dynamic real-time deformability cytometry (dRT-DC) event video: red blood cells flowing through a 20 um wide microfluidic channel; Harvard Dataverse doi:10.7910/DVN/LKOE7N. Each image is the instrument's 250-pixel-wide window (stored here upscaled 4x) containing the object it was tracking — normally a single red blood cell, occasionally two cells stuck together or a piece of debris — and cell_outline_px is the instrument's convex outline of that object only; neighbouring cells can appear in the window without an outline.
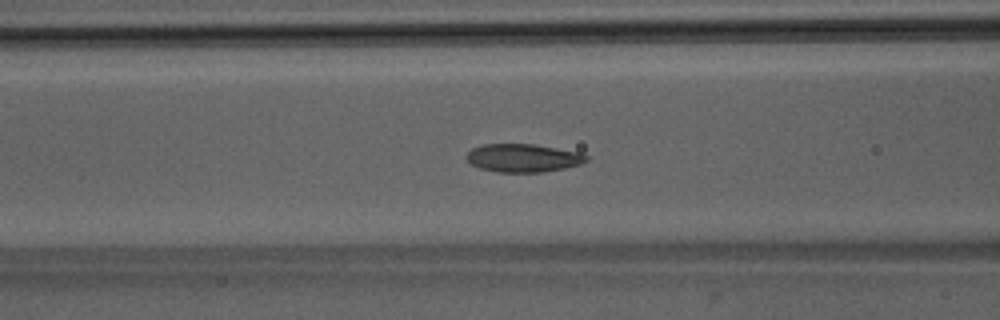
{"species": "Egyptian fruit bat (a non-hibernating species)", "species_latin": "Rousettus aegyptiacus", "temperature_condition": "room temperature", "stored_images_in_passage": 52, "camera_frame_rate_fps": 3000, "um_per_image_px": 0.085, "animal": {"sex": "male"}, "frame": {"image": 1, "passage_image": 21, "time_ms": 6.667, "image_size_px": [1000, 320], "cell_outline_px": [[588, 160], [580, 164], [564, 168], [544, 172], [496, 172], [480, 168], [472, 164], [468, 160], [468, 152], [472, 148], [484, 144], [536, 144], [580, 152], [588, 156]], "centroid_in_image_um": [44.5, 13.42], "position_along_channel_um": 122.1, "area_um2": 19.65}}
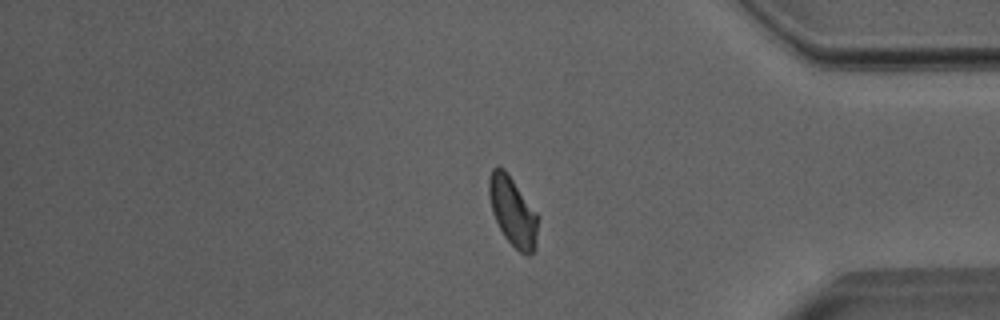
{"frame": {"image": 2, "passage_image": 43, "time_ms": 14.0, "image_size_px": [1000, 320], "cell_outline_px": [[536, 248], [528, 256], [524, 256], [504, 236], [492, 212], [488, 196], [488, 176], [492, 168], [496, 164], [504, 168], [536, 212]], "centroid_in_image_um": [43.53, 17.93], "position_along_channel_um": 391.7, "area_um2": 19.54}}
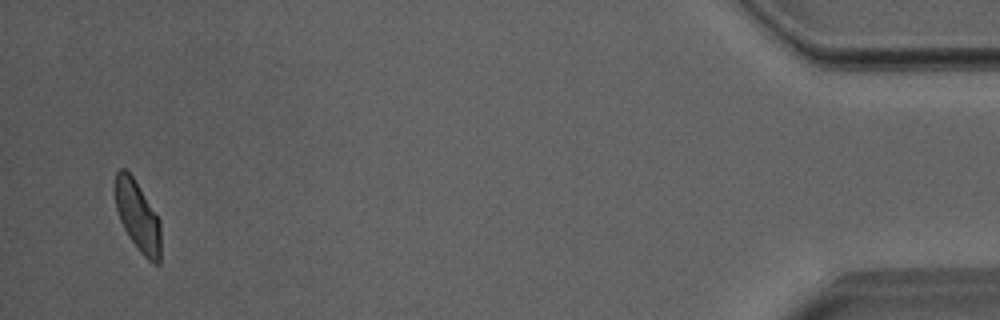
{"frame": {"image": 3, "passage_image": 50, "time_ms": 16.333, "image_size_px": [1000, 320], "cell_outline_px": [[160, 264], [152, 264], [140, 252], [128, 236], [120, 220], [116, 208], [116, 172], [120, 168], [124, 168], [132, 176], [140, 188], [160, 220]], "centroid_in_image_um": [11.72, 18.42], "position_along_channel_um": 423.5, "area_um2": 18.44}, "authors_computed_cell_mechanics": {"area_um2": 19.7098, "velocity_mm_per_s": 3.9759, "shape_relaxation_time_tau1_ms": 3.4555, "shape_relaxation_time_tau2_ms": 1.2579, "deformation_change_tau1": 0.104, "deformation_change_tau2": 0.0614}}